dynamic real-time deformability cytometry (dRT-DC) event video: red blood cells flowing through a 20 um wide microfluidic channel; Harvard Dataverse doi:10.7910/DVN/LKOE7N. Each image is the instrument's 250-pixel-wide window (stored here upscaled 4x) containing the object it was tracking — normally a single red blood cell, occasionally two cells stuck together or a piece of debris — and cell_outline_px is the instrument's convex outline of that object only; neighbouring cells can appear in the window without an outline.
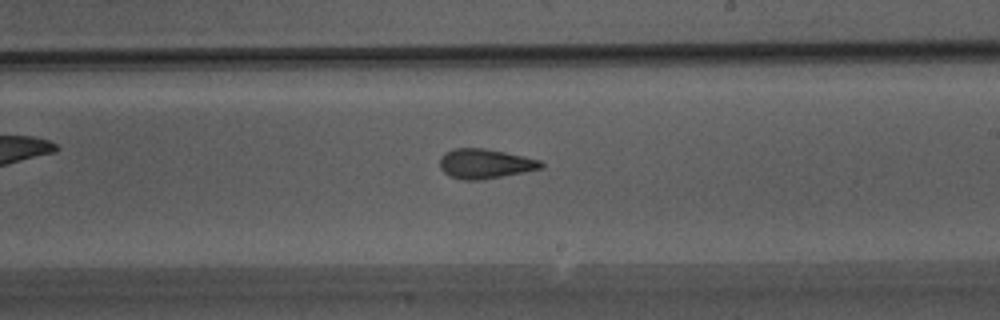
{"species": "Egyptian fruit bat (a non-hibernating species)", "species_latin": "Rousettus aegyptiacus", "temperature_condition": "warm", "stored_images_in_passage": 46, "camera_frame_rate_fps": 3000, "um_per_image_px": 0.085, "animal": {"sex": "male"}, "frame": {"image": 1, "passage_image": 27, "time_ms": 8.667, "image_size_px": [1000, 320], "cell_outline_px": [[544, 168], [524, 172], [480, 180], [464, 180], [448, 176], [440, 168], [440, 156], [444, 152], [456, 148], [484, 148], [524, 156], [540, 160], [544, 164]], "centroid_in_image_um": [41.22, 13.92], "position_along_channel_um": 247.8, "area_um2": 17.57}}
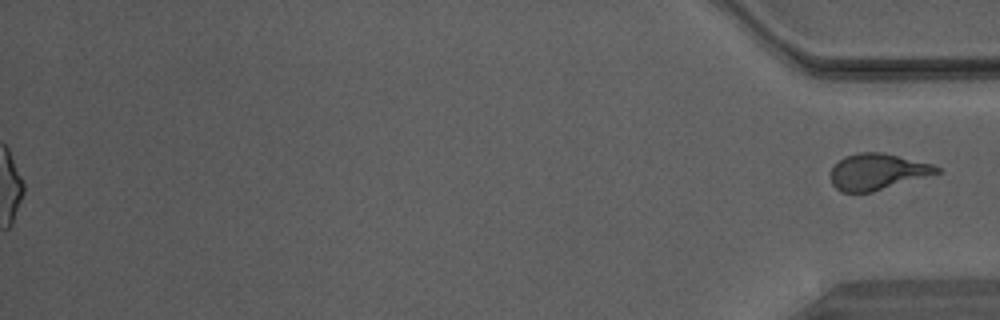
{"frame": {"image": 2, "passage_image": 46, "time_ms": 15.0, "image_size_px": [1000, 320], "cell_outline_px": [[940, 172], [872, 192], [840, 192], [832, 184], [832, 168], [844, 156], [856, 152], [884, 152], [932, 164], [940, 168]], "centroid_in_image_um": [74.56, 14.58], "position_along_channel_um": 360.6, "area_um2": 22.14}}